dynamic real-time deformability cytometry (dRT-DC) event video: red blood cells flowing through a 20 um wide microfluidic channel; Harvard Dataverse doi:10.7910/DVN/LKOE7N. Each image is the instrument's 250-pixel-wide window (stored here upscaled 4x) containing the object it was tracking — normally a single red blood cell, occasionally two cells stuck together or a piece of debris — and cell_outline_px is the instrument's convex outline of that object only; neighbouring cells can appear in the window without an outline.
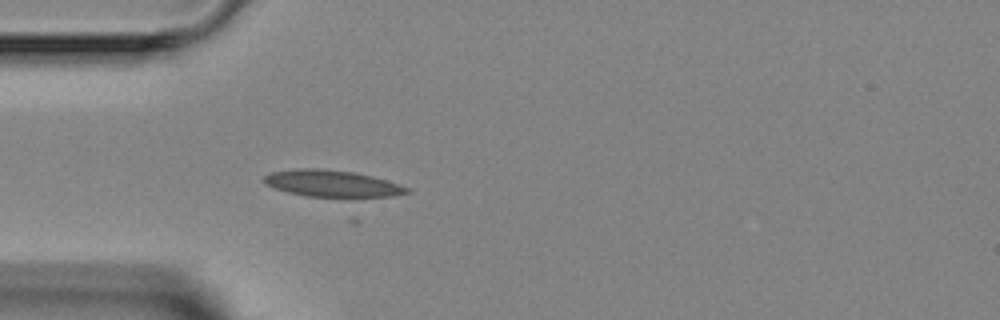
{"species": "Egyptian fruit bat (a non-hibernating species)", "species_latin": "Rousettus aegyptiacus", "temperature_condition": "room temperature", "stored_images_in_passage": 4, "camera_frame_rate_fps": 3000, "um_per_image_px": 0.085, "animal": {"sex": "female"}, "frame": {"image": 1, "passage_image": 4, "time_ms": 4.333, "image_size_px": [1000, 320], "cell_outline_px": [[412, 192], [392, 196], [304, 196], [288, 192], [264, 184], [264, 176], [272, 172], [296, 168], [320, 168], [352, 172], [372, 176], [408, 188]], "centroid_in_image_um": [28.17, 15.58], "position_along_channel_um": 56.8, "area_um2": 21.73}}